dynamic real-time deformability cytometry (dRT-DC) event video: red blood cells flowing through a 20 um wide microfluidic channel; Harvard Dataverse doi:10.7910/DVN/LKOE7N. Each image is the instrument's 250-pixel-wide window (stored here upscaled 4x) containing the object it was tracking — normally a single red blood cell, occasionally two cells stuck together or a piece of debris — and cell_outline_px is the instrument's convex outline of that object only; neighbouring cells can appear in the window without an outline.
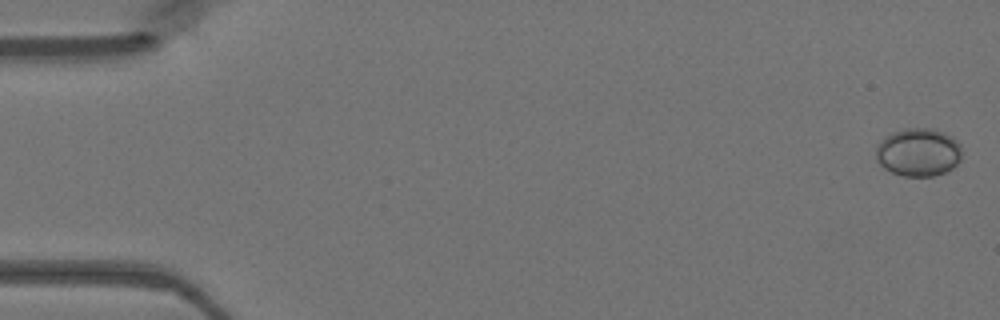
{"species": "Egyptian fruit bat (a non-hibernating species)", "species_latin": "Rousettus aegyptiacus", "temperature_condition": "warm", "stored_images_in_passage": 48, "camera_frame_rate_fps": 3000, "um_per_image_px": 0.085, "animal": {"sex": "female"}, "frame": {"image": 1, "passage_image": 1, "time_ms": 0.0, "image_size_px": [1000, 320], "cell_outline_px": [[964, 152], [960, 160], [952, 168], [944, 172], [932, 176], [904, 176], [892, 172], [884, 168], [876, 160], [876, 144], [884, 136], [892, 132], [904, 128], [932, 128], [944, 132], [952, 136], [960, 144]], "centroid_in_image_um": [78.06, 12.92], "position_along_channel_um": 6.9, "area_um2": 24.51}}
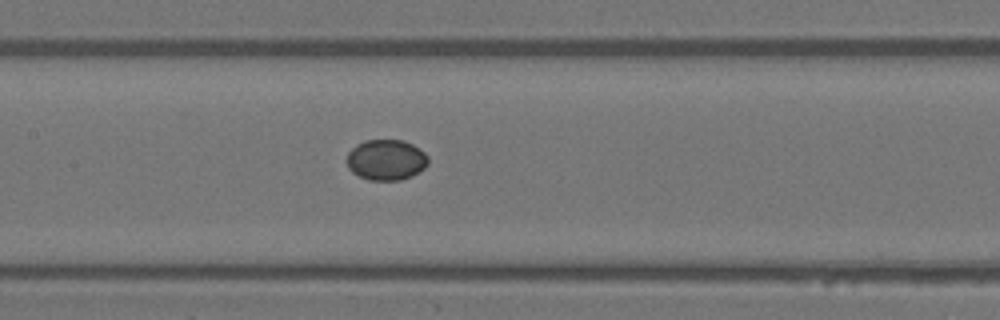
{"frame": {"image": 2, "passage_image": 23, "time_ms": 7.333, "image_size_px": [1000, 320], "cell_outline_px": [[428, 164], [424, 168], [412, 176], [400, 180], [368, 180], [352, 172], [348, 168], [344, 160], [348, 152], [356, 144], [364, 140], [404, 140], [412, 144], [424, 152], [428, 156]], "centroid_in_image_um": [32.79, 13.58], "position_along_channel_um": 174.6, "area_um2": 19.54}}
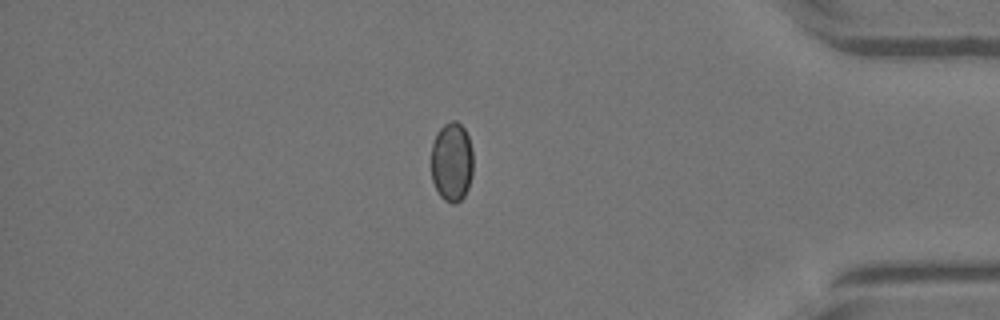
{"frame": {"image": 3, "passage_image": 41, "time_ms": 13.333, "image_size_px": [1000, 320], "cell_outline_px": [[472, 176], [468, 188], [464, 196], [456, 204], [452, 204], [444, 200], [440, 196], [432, 180], [432, 144], [436, 132], [444, 124], [452, 120], [456, 120], [464, 128], [468, 136], [472, 152]], "centroid_in_image_um": [38.4, 13.76], "position_along_channel_um": 396.8, "area_um2": 19.48}}